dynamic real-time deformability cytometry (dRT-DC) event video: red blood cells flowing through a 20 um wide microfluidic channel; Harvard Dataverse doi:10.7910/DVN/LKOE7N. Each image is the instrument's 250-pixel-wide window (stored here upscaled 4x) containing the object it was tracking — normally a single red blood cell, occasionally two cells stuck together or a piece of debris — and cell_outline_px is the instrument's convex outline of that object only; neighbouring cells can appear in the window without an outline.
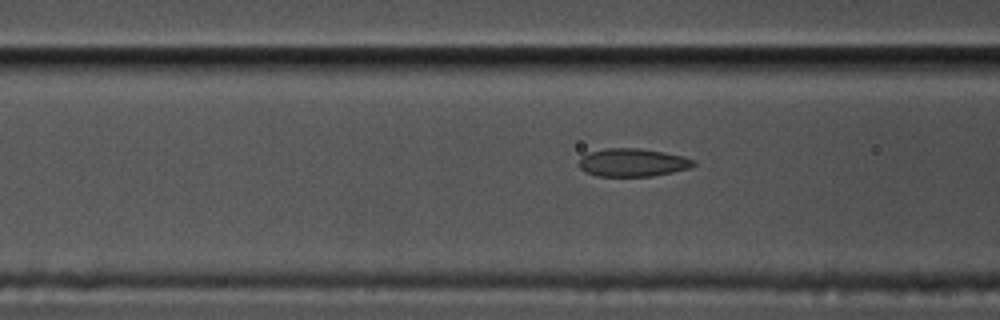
{"species": "common noctule bat (a hibernating species)", "species_latin": "Nyctalus noctula", "temperature_condition": "cold", "stored_images_in_passage": 20, "camera_frame_rate_fps": 3000, "um_per_image_px": 0.085, "animal": {"sex": "male", "body_mass_g": 17.5, "forearm_length_mm": 52.3}, "frame": {"image": 1, "passage_image": 17, "time_ms": 5.333, "image_size_px": [1000, 320], "cell_outline_px": [[696, 164], [692, 168], [652, 176], [596, 176], [584, 172], [580, 168], [580, 156], [588, 152], [608, 148], [640, 148], [664, 152], [684, 156], [696, 160]], "centroid_in_image_um": [53.79, 13.81], "position_along_channel_um": 112.8, "area_um2": 18.96}}